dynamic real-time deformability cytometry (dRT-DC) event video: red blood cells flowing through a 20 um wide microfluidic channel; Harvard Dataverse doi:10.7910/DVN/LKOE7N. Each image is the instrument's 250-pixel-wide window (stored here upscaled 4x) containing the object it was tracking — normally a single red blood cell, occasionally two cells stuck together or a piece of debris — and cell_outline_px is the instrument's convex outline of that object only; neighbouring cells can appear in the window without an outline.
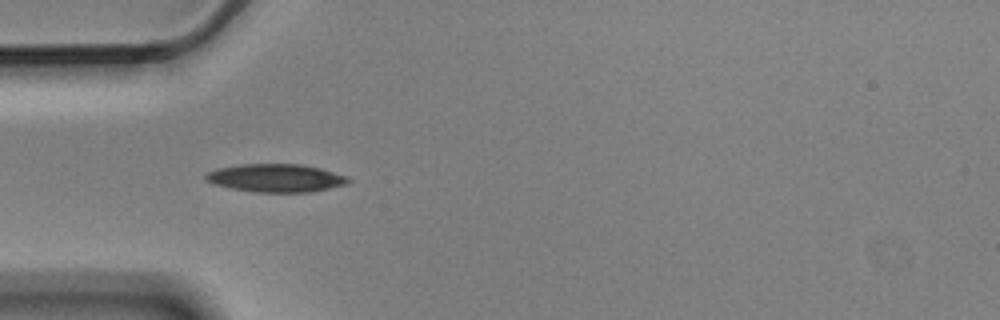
{"species": "Egyptian fruit bat (a non-hibernating species)", "species_latin": "Rousettus aegyptiacus", "temperature_condition": "cold", "stored_images_in_passage": 6, "camera_frame_rate_fps": 3000, "um_per_image_px": 0.085, "animal": {"sex": "male"}, "frame": {"image": 1, "passage_image": 5, "time_ms": 1.333, "image_size_px": [1000, 320], "cell_outline_px": [[352, 180], [344, 184], [312, 192], [256, 192], [232, 188], [212, 184], [204, 180], [204, 176], [208, 172], [216, 168], [240, 164], [300, 164], [320, 168], [348, 176]], "centroid_in_image_um": [23.41, 15.12], "position_along_channel_um": 61.6, "area_um2": 23.35}}
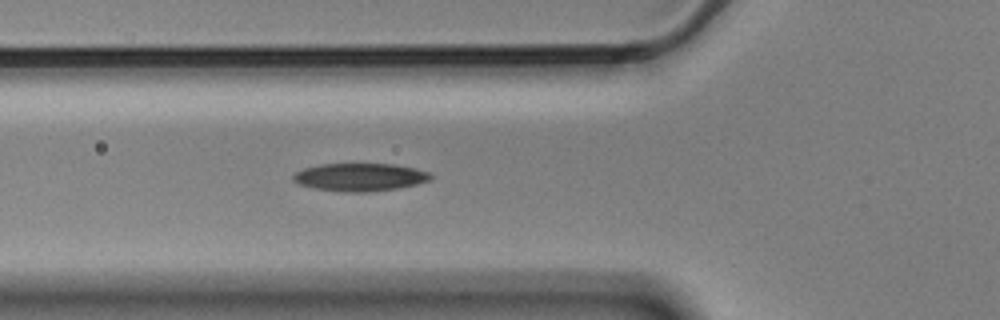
{"frame": {"image": 2, "passage_image": 6, "time_ms": 1.667, "image_size_px": [1000, 320], "cell_outline_px": [[432, 180], [400, 188], [368, 192], [336, 192], [316, 188], [300, 184], [292, 180], [292, 176], [296, 172], [304, 168], [320, 164], [392, 164], [416, 168], [428, 172], [432, 176]], "centroid_in_image_um": [30.61, 15.06], "position_along_channel_um": 95.2, "area_um2": 22.43}}